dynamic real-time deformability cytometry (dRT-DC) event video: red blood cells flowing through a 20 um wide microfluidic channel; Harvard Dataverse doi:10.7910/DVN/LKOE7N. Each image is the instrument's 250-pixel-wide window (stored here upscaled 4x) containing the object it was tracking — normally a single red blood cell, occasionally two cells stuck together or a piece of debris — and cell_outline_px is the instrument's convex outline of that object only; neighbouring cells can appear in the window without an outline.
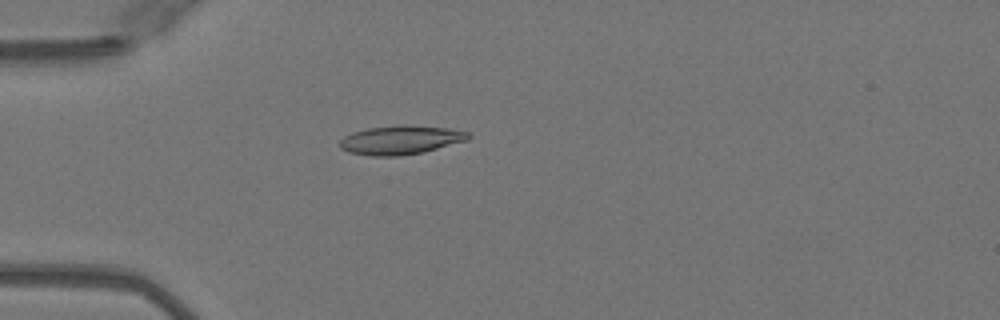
{"species": "Egyptian fruit bat (a non-hibernating species)", "species_latin": "Rousettus aegyptiacus", "temperature_condition": "warm", "stored_images_in_passage": 50, "camera_frame_rate_fps": 3000, "um_per_image_px": 0.085, "animal": {"sex": "female"}, "frame": {"image": 1, "passage_image": 15, "time_ms": 4.667, "image_size_px": [1000, 320], "cell_outline_px": [[472, 136], [468, 140], [424, 152], [400, 156], [368, 156], [348, 152], [340, 148], [340, 140], [344, 136], [352, 132], [368, 128], [404, 124], [408, 124], [448, 128], [468, 132]], "centroid_in_image_um": [34.06, 11.9], "position_along_channel_um": 50.9, "area_um2": 21.91}}
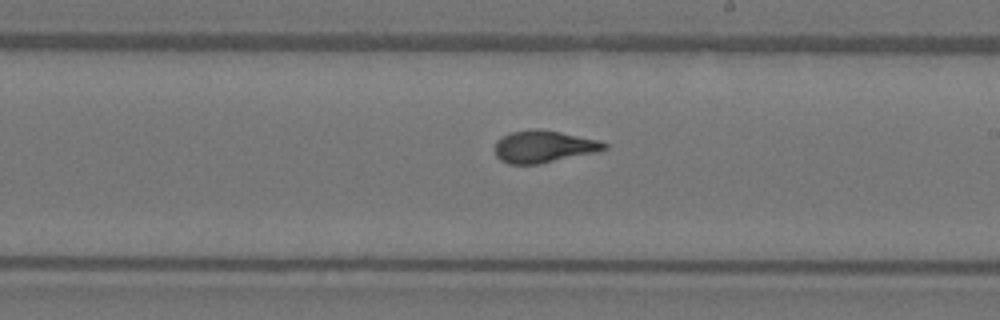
{"frame": {"image": 2, "passage_image": 30, "time_ms": 9.667, "image_size_px": [1000, 320], "cell_outline_px": [[608, 148], [600, 152], [540, 164], [508, 164], [500, 160], [496, 156], [496, 140], [500, 136], [508, 132], [536, 128], [540, 128], [560, 132], [596, 140], [608, 144]], "centroid_in_image_um": [46.2, 12.46], "position_along_channel_um": 242.8, "area_um2": 20.81}}
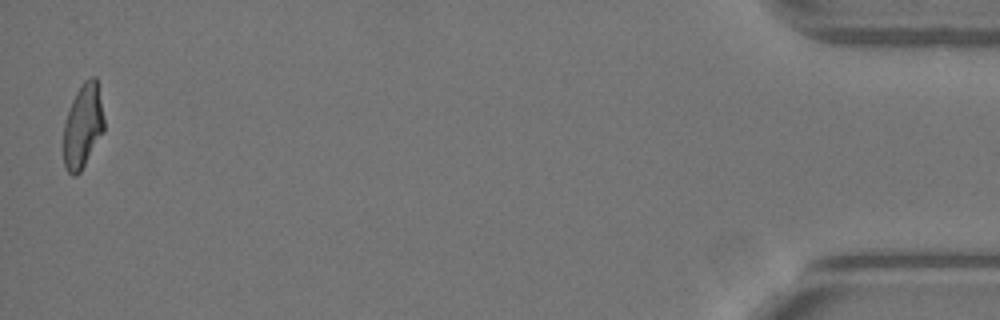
{"frame": {"image": 3, "passage_image": 50, "time_ms": 16.333, "image_size_px": [1000, 320], "cell_outline_px": [[104, 132], [80, 172], [76, 176], [72, 176], [68, 172], [64, 164], [64, 124], [68, 108], [76, 92], [84, 80], [92, 76], [96, 76], [104, 120]], "centroid_in_image_um": [7.04, 10.71], "position_along_channel_um": 428.2, "area_um2": 19.88}, "authors_computed_cell_mechanics": {"area_um2": 20.6346, "velocity_mm_per_s": 4.1037, "shape_relaxation_time_tau1_ms": 7.3732, "shape_relaxation_time_tau2_ms": 0.7912, "deformation_change_tau1": 0.2668, "deformation_change_tau2": 0.0806}}